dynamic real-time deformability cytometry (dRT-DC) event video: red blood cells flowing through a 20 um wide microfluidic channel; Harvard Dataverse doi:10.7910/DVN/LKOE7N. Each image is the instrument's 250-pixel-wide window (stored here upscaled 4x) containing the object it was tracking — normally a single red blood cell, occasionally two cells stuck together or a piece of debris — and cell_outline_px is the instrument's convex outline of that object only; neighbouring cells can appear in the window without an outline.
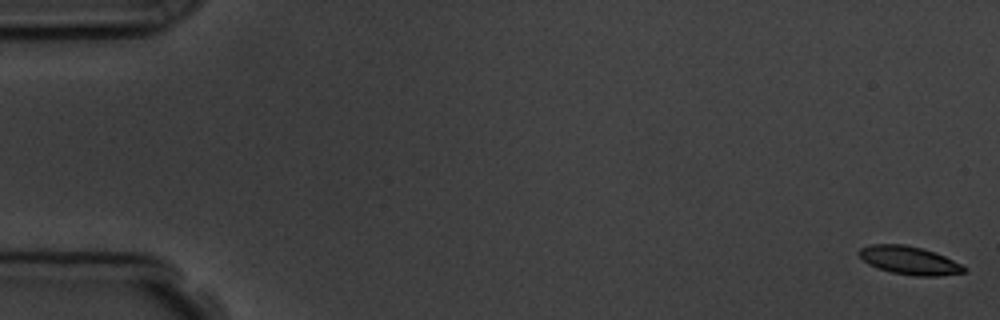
{"species": "common noctule bat (a hibernating species)", "species_latin": "Nyctalus noctula", "temperature_condition": "room temperature", "stored_images_in_passage": 5, "camera_frame_rate_fps": 3000, "um_per_image_px": 0.085, "animal": {"sex": "male", "body_mass_g": 19.5, "forearm_length_mm": 54.6}, "frame": {"image": 1, "passage_image": 1, "time_ms": 0.0, "image_size_px": [1000, 320], "cell_outline_px": [[968, 268], [964, 272], [940, 276], [916, 276], [892, 272], [868, 264], [856, 252], [860, 248], [872, 244], [904, 244], [920, 248], [944, 256]], "centroid_in_image_um": [77.27, 22.13], "position_along_channel_um": 7.7, "area_um2": 16.99}}